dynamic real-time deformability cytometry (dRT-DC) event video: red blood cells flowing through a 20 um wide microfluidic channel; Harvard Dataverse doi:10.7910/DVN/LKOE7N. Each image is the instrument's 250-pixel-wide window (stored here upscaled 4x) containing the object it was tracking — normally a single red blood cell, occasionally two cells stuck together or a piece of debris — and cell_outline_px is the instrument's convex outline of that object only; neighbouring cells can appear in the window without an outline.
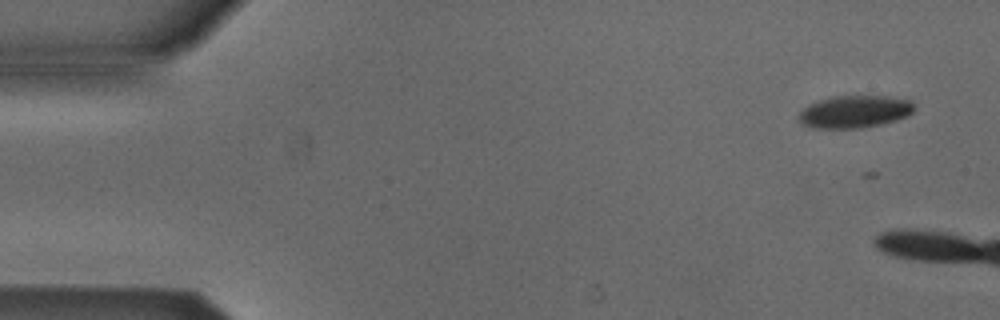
{"species": "Egyptian fruit bat (a non-hibernating species)", "species_latin": "Rousettus aegyptiacus", "temperature_condition": "cold", "stored_images_in_passage": 4, "camera_frame_rate_fps": 3000, "um_per_image_px": 0.085, "animal": {"sex": "male"}, "frame": {"image": 1, "passage_image": 1, "time_ms": 0.0, "image_size_px": [1000, 320], "cell_outline_px": [[916, 108], [908, 116], [896, 120], [880, 124], [860, 128], [812, 128], [800, 124], [796, 116], [808, 104], [816, 100], [832, 96], [888, 96], [912, 100]], "centroid_in_image_um": [72.62, 9.49], "position_along_channel_um": 12.4, "area_um2": 22.2}}